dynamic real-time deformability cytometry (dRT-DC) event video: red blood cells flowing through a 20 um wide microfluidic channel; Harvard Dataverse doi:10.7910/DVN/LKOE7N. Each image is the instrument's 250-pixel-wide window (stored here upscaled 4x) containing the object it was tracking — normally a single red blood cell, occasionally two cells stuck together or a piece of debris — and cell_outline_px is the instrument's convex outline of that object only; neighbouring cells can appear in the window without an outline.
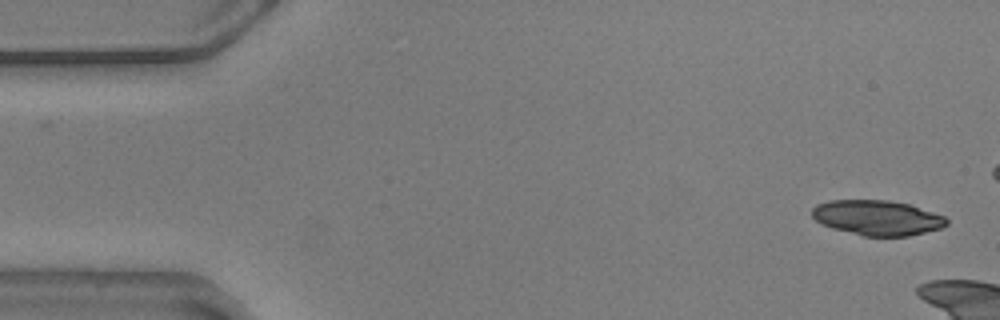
{"species": "common noctule bat (a hibernating species)", "species_latin": "Nyctalus noctula", "temperature_condition": "warm", "stored_images_in_passage": 13, "camera_frame_rate_fps": 3000, "um_per_image_px": 0.085, "animal": {"sex": "male", "body_mass_g": 20.5, "forearm_length_mm": 52.5}, "frame": {"image": 1, "passage_image": 1, "time_ms": 0.0, "image_size_px": [1000, 320], "cell_outline_px": [[948, 224], [940, 228], [908, 236], [864, 236], [832, 228], [816, 220], [812, 216], [812, 208], [816, 204], [828, 200], [888, 200], [908, 204], [944, 216], [948, 220]], "centroid_in_image_um": [74.54, 18.5], "position_along_channel_um": 10.5, "area_um2": 27.28}}